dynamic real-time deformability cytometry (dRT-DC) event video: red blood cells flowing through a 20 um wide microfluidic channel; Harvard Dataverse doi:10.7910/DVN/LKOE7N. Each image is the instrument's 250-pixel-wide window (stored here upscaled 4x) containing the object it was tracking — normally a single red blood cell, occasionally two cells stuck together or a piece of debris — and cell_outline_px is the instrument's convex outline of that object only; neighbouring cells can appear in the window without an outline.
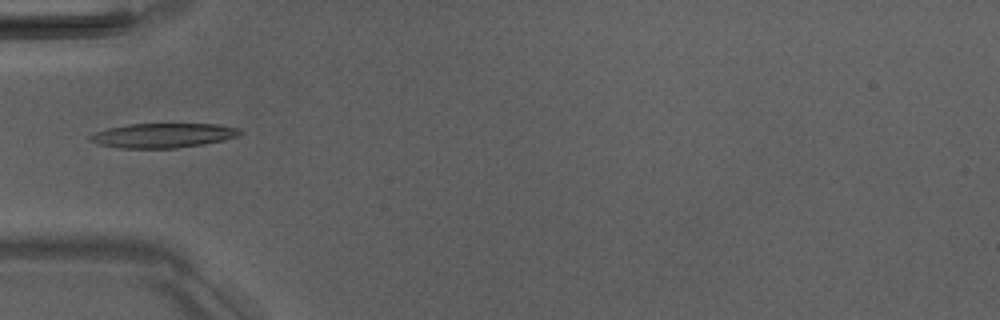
{"species": "Egyptian fruit bat (a non-hibernating species)", "species_latin": "Rousettus aegyptiacus", "temperature_condition": "room temperature", "stored_images_in_passage": 5, "camera_frame_rate_fps": 3000, "um_per_image_px": 0.085, "animal": {"sex": "male"}, "frame": {"image": 1, "passage_image": 5, "time_ms": 5.333, "image_size_px": [1000, 320], "cell_outline_px": [[244, 132], [236, 136], [224, 140], [204, 144], [176, 148], [120, 148], [96, 144], [88, 140], [88, 136], [96, 132], [108, 128], [128, 124], [216, 124], [240, 128]], "centroid_in_image_um": [13.84, 11.51], "position_along_channel_um": 71.2, "area_um2": 21.5}}